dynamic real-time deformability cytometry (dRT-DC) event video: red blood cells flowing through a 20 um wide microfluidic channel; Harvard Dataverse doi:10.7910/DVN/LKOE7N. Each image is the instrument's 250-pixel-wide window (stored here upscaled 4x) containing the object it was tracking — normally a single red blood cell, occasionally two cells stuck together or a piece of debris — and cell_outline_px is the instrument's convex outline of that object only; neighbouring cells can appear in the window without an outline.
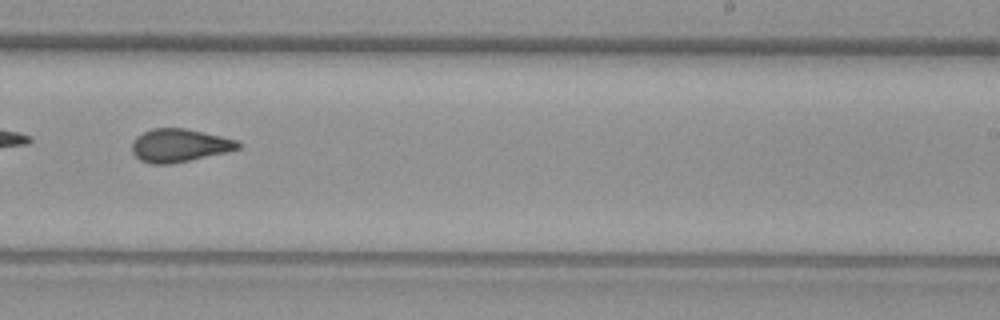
{"species": "common noctule bat (a hibernating species)", "species_latin": "Nyctalus noctula", "temperature_condition": "warm", "stored_images_in_passage": 49, "camera_frame_rate_fps": 3000, "um_per_image_px": 0.085, "animal": {"sex": "female", "body_mass_g": 29.2, "forearm_length_mm": 56.3}, "frame": {"image": 1, "passage_image": 28, "time_ms": 9.0, "image_size_px": [1000, 320], "cell_outline_px": [[240, 148], [228, 152], [172, 164], [152, 164], [140, 160], [132, 152], [132, 140], [136, 136], [152, 128], [188, 128], [236, 140], [240, 144]], "centroid_in_image_um": [15.23, 12.36], "position_along_channel_um": 273.8, "area_um2": 20.58}, "authors_computed_cell_mechanics": {"area_um2": 20.4612, "velocity_mm_per_s": 3.7175, "shape_relaxation_time_tau1_ms": null, "shape_relaxation_time_tau2_ms": 1.773, "deformation_change_tau1": null, "deformation_change_tau2": 0.0901}}